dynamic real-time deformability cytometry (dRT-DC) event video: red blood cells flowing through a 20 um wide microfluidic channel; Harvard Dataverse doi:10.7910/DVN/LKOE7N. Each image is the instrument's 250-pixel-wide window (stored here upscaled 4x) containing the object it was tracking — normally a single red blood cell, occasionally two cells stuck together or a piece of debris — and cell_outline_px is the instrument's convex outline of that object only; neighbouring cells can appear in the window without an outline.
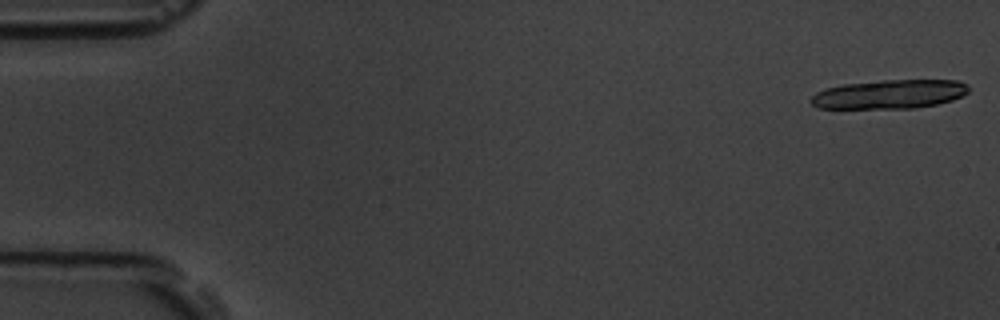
{"species": "common noctule bat (a hibernating species)", "species_latin": "Nyctalus noctula", "temperature_condition": "room temperature", "stored_images_in_passage": 18, "camera_frame_rate_fps": 3000, "um_per_image_px": 0.085, "animal": {"sex": "male", "body_mass_g": 19.5, "forearm_length_mm": 54.6}, "frame": {"image": 1, "passage_image": 1, "time_ms": 0.0, "image_size_px": [1000, 320], "cell_outline_px": [[968, 92], [964, 96], [952, 100], [936, 104], [916, 108], [816, 108], [808, 100], [816, 92], [824, 88], [844, 84], [880, 80], [960, 80], [968, 84]], "centroid_in_image_um": [75.6, 8.0], "position_along_channel_um": 9.4, "area_um2": 26.88}}